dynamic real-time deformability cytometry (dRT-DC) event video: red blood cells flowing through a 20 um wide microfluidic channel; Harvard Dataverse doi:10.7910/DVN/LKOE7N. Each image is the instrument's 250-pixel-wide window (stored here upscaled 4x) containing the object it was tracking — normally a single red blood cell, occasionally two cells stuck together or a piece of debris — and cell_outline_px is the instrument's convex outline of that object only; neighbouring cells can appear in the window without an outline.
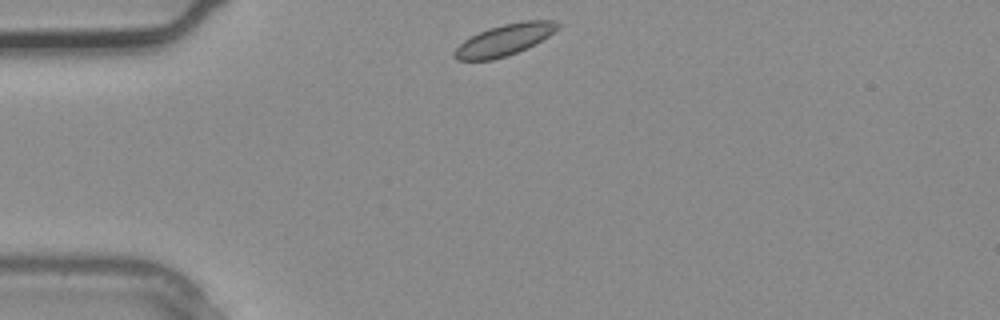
{"species": "common noctule bat (a hibernating species)", "species_latin": "Nyctalus noctula", "temperature_condition": "warm", "stored_images_in_passage": 4, "camera_frame_rate_fps": 3000, "um_per_image_px": 0.085, "animal": {"sex": "male", "body_mass_g": 20.4}, "frame": {"image": 1, "passage_image": 4, "time_ms": 1.0, "image_size_px": [1000, 320], "cell_outline_px": [[560, 24], [548, 36], [528, 48], [508, 56], [492, 60], [456, 60], [452, 56], [452, 52], [464, 40], [488, 28], [504, 24], [524, 20], [556, 20]], "centroid_in_image_um": [42.85, 3.4], "position_along_channel_um": 42.1, "area_um2": 18.84}}